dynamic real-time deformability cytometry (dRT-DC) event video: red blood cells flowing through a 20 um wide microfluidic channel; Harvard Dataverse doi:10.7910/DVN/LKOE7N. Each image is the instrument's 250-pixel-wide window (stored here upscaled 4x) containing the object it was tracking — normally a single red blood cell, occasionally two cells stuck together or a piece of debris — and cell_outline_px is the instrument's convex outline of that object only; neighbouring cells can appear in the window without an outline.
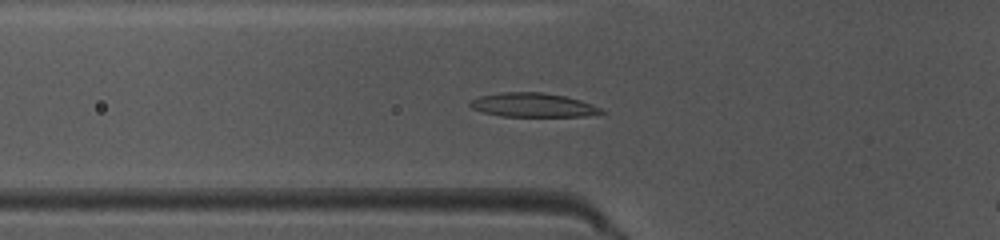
{"species": "common noctule bat (a hibernating species)", "species_latin": "Nyctalus noctula", "temperature_condition": "warm", "stored_images_in_passage": 36, "camera_frame_rate_fps": 3000, "um_per_image_px": 0.085, "animal": {"sex": "female", "body_mass_g": 10.0, "forearm_length_mm": 53.1}, "frame": {"image": 1, "passage_image": 9, "time_ms": 2.667, "image_size_px": [1000, 240], "cell_outline_px": [[604, 112], [584, 116], [500, 116], [484, 112], [472, 108], [468, 104], [472, 100], [480, 96], [500, 92], [544, 92], [564, 96], [580, 100], [592, 104], [600, 108]], "centroid_in_image_um": [45.27, 8.92], "position_along_channel_um": 80.5, "area_um2": 18.15}}
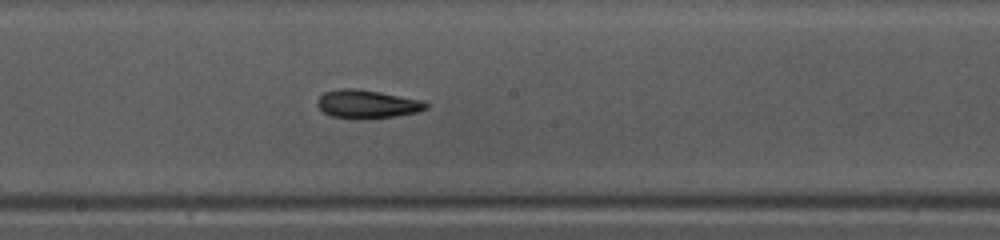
{"frame": {"image": 2, "passage_image": 19, "time_ms": 6.0, "image_size_px": [1000, 240], "cell_outline_px": [[428, 108], [416, 112], [396, 116], [368, 120], [356, 120], [332, 116], [324, 112], [316, 104], [316, 100], [324, 92], [340, 88], [356, 88], [380, 92], [424, 100], [428, 104]], "centroid_in_image_um": [31.2, 8.86], "position_along_channel_um": 217.0, "area_um2": 18.38}}
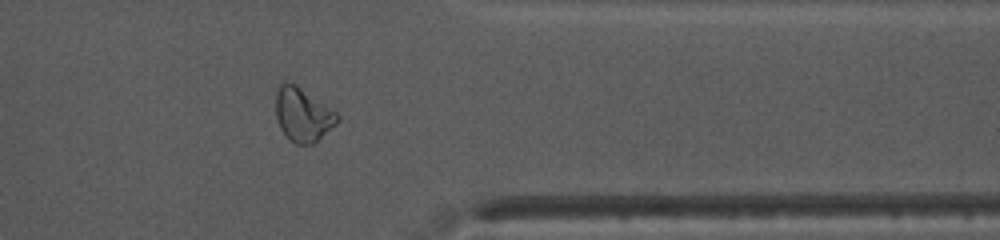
{"frame": {"image": 3, "passage_image": 32, "time_ms": 10.333, "image_size_px": [1000, 240], "cell_outline_px": [[340, 120], [336, 124], [312, 144], [296, 144], [288, 140], [280, 128], [276, 116], [276, 92], [280, 84], [284, 80], [296, 84], [336, 112], [340, 116]], "centroid_in_image_um": [25.72, 9.74], "position_along_channel_um": 385.7, "area_um2": 19.25}}